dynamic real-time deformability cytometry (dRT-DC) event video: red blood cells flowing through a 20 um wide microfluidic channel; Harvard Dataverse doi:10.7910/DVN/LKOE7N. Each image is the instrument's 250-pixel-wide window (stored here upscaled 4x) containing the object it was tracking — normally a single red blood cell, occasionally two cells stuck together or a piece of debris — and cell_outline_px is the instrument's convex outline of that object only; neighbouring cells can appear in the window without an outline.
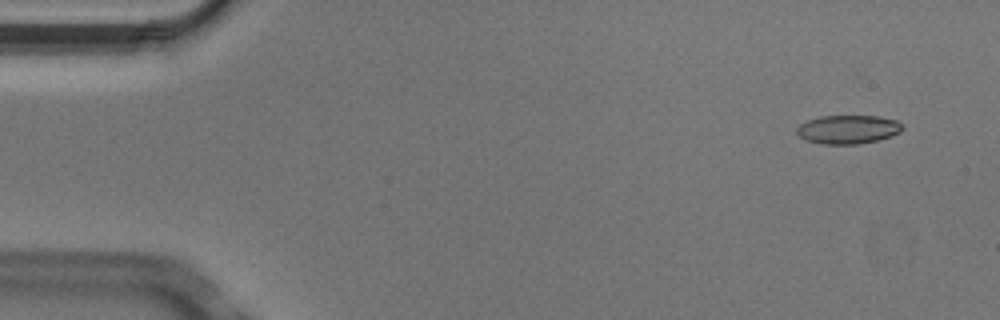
{"species": "Egyptian fruit bat (a non-hibernating species)", "species_latin": "Rousettus aegyptiacus", "temperature_condition": "cold", "stored_images_in_passage": 3, "camera_frame_rate_fps": 3000, "um_per_image_px": 0.085, "animal": {"sex": "male"}, "frame": {"image": 1, "passage_image": 1, "time_ms": 0.0, "image_size_px": [1000, 320], "cell_outline_px": [[904, 128], [900, 132], [876, 140], [856, 144], [820, 144], [804, 140], [796, 132], [796, 128], [800, 124], [808, 120], [820, 116], [880, 116], [896, 120]], "centroid_in_image_um": [72.04, 11.0], "position_along_channel_um": 13.0, "area_um2": 17.57}}